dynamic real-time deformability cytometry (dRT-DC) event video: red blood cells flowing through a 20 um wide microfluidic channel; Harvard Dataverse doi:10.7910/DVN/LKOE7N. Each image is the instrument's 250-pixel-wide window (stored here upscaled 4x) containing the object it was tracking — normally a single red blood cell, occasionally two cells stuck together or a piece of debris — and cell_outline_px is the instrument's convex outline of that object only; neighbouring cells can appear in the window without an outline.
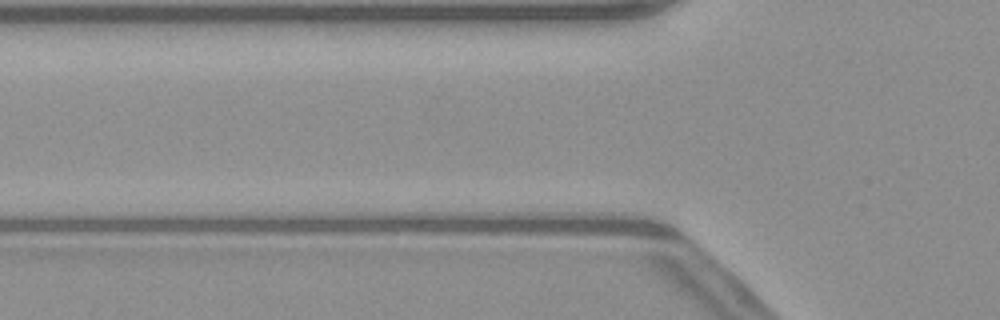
{"species": "common noctule bat (a hibernating species)", "species_latin": "Nyctalus noctula", "temperature_condition": "warm", "stored_images_in_passage": 2, "camera_frame_rate_fps": 3000, "um_per_image_px": 0.085, "animal": {"sex": "male", "body_mass_g": 23.1, "forearm_length_mm": 52.7}, "frame": {"image": 1, "passage_image": 2, "time_ms": 0.333, "image_size_px": [1000, 320], "cell_outline_px": [[664, 236], [648, 236], [564, 232], [592, 212], [636, 212], [644, 216]], "centroid_in_image_um": [52.33, 19.09], "position_along_channel_um": 73.5, "area_um2": 11.96}}